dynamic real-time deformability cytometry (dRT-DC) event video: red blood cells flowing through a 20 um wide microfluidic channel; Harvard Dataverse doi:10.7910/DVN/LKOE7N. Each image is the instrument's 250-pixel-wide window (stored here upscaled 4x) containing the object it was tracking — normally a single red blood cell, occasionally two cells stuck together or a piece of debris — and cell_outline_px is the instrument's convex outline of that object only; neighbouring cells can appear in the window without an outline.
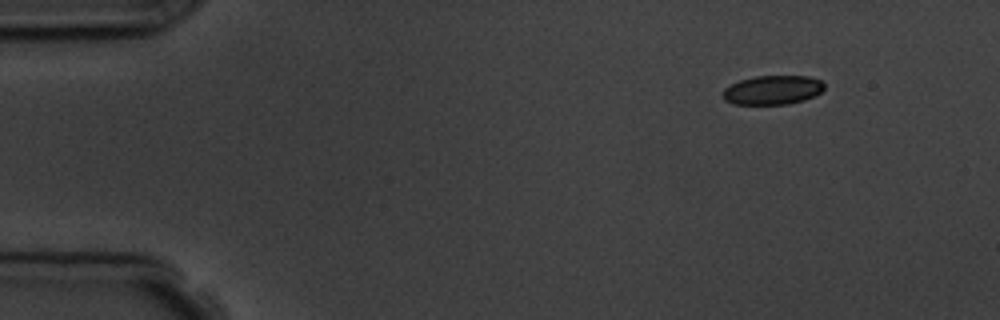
{"species": "common noctule bat (a hibernating species)", "species_latin": "Nyctalus noctula", "temperature_condition": "room temperature", "stored_images_in_passage": 4, "camera_frame_rate_fps": 3000, "um_per_image_px": 0.085, "animal": {"sex": "male", "body_mass_g": 19.5, "forearm_length_mm": 54.6}, "frame": {"image": 1, "passage_image": 1, "time_ms": 0.0, "image_size_px": [1000, 320], "cell_outline_px": [[824, 88], [816, 96], [804, 100], [788, 104], [732, 104], [724, 100], [724, 88], [740, 80], [756, 76], [808, 76], [820, 80], [824, 84]], "centroid_in_image_um": [65.69, 7.65], "position_along_channel_um": 19.3, "area_um2": 17.17}}
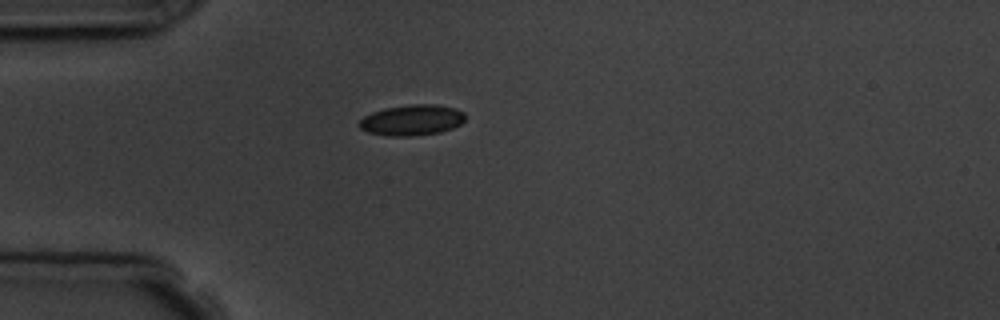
{"frame": {"image": 2, "passage_image": 4, "time_ms": 3.0, "image_size_px": [1000, 320], "cell_outline_px": [[464, 120], [460, 124], [452, 128], [440, 132], [412, 136], [388, 136], [368, 132], [360, 128], [360, 120], [364, 116], [372, 112], [384, 108], [412, 104], [436, 104], [456, 108], [464, 112]], "centroid_in_image_um": [35.02, 10.2], "position_along_channel_um": 50.0, "area_um2": 18.96}}